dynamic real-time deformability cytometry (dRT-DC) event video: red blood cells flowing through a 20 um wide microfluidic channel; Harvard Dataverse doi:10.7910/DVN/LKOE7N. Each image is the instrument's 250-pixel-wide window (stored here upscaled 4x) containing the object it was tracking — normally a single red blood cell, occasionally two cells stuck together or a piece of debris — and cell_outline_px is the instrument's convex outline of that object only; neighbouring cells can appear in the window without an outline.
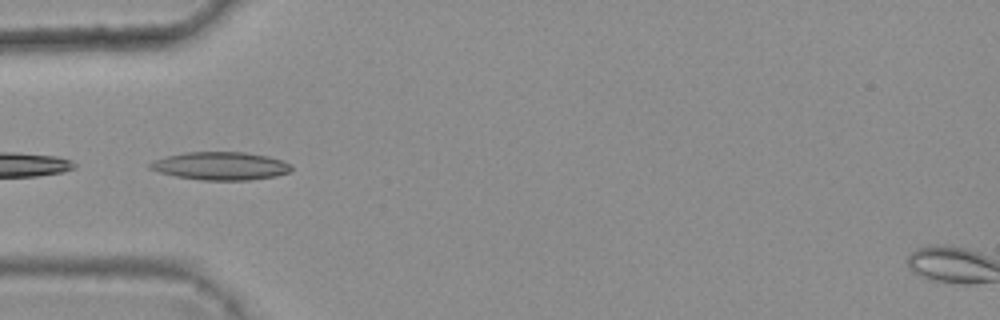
{"species": "common noctule bat (a hibernating species)", "species_latin": "Nyctalus noctula", "temperature_condition": "warm", "stored_images_in_passage": 4, "camera_frame_rate_fps": 3000, "um_per_image_px": 0.085, "animal": {"sex": "female", "body_mass_g": 25.1}, "frame": {"image": 1, "passage_image": 2, "time_ms": 0.333, "image_size_px": [1000, 320], "cell_outline_px": [[292, 168], [288, 172], [276, 176], [248, 180], [204, 180], [176, 176], [160, 172], [148, 168], [148, 164], [156, 160], [168, 156], [184, 152], [244, 152], [268, 156], [284, 160], [292, 164]], "centroid_in_image_um": [18.79, 14.1], "position_along_channel_um": 66.2, "area_um2": 23.0}}
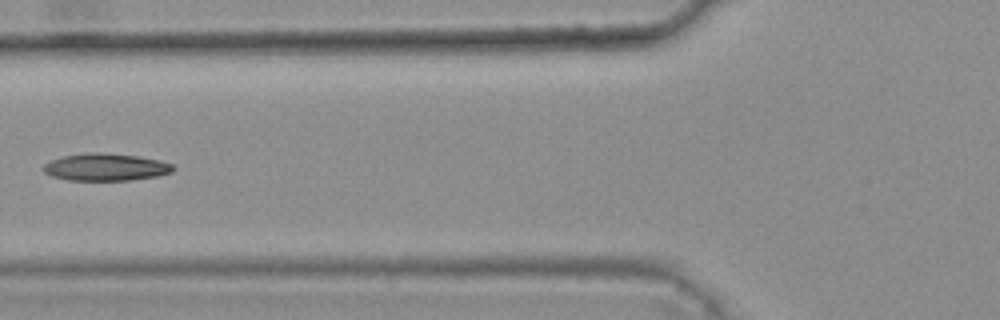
{"frame": {"image": 2, "passage_image": 3, "time_ms": 0.667, "image_size_px": [1000, 320], "cell_outline_px": [[176, 168], [172, 172], [156, 176], [128, 180], [68, 180], [52, 176], [44, 172], [40, 168], [44, 164], [52, 160], [64, 156], [88, 152], [96, 152], [140, 156], [160, 160], [172, 164]], "centroid_in_image_um": [8.98, 14.2], "position_along_channel_um": 116.8, "area_um2": 20.63}}
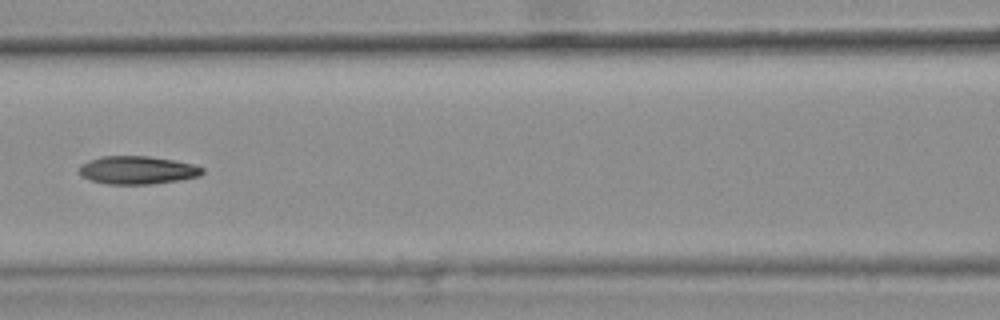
{"frame": {"image": 3, "passage_image": 4, "time_ms": 1.0, "image_size_px": [1000, 320], "cell_outline_px": [[204, 172], [200, 176], [180, 180], [152, 184], [108, 184], [92, 180], [84, 176], [80, 172], [80, 164], [100, 156], [148, 156], [172, 160], [192, 164], [204, 168]], "centroid_in_image_um": [11.71, 14.46], "position_along_channel_um": 154.9, "area_um2": 20.0}}